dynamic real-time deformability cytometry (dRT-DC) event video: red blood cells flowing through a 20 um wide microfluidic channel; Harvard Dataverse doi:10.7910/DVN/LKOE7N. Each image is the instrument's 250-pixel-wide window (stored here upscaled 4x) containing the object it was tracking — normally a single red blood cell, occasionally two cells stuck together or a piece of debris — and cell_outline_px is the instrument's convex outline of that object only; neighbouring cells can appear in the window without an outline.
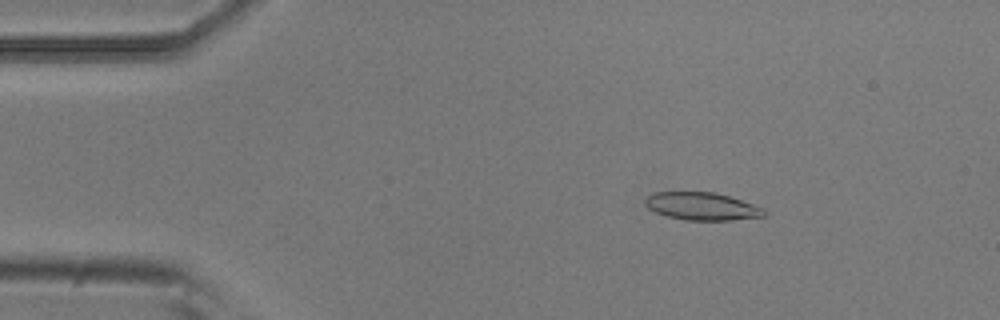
{"species": "common noctule bat (a hibernating species)", "species_latin": "Nyctalus noctula", "temperature_condition": "room temperature", "stored_images_in_passage": 5, "camera_frame_rate_fps": 3000, "um_per_image_px": 0.085, "animal": {"sex": "male", "body_mass_g": 20.5, "forearm_length_mm": 52.5}, "frame": {"image": 1, "passage_image": 3, "time_ms": 0.667, "image_size_px": [1000, 320], "cell_outline_px": [[768, 216], [732, 220], [684, 220], [668, 216], [656, 212], [648, 208], [644, 204], [644, 200], [652, 192], [716, 192], [764, 208], [768, 212]], "centroid_in_image_um": [59.69, 17.54], "position_along_channel_um": 25.3, "area_um2": 19.31}}
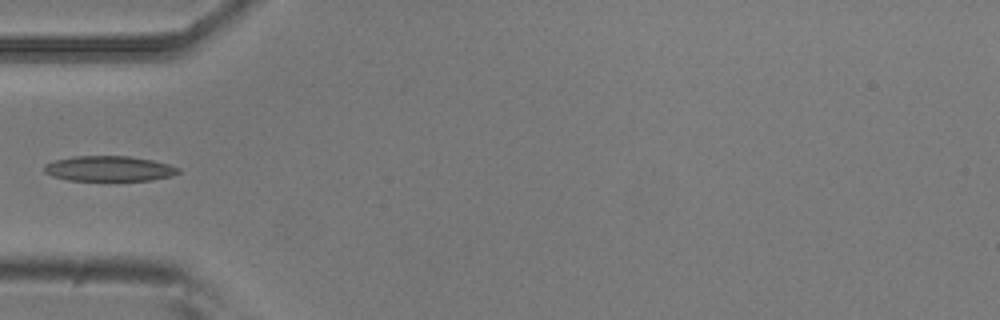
{"frame": {"image": 2, "passage_image": 5, "time_ms": 1.333, "image_size_px": [1000, 320], "cell_outline_px": [[180, 172], [172, 176], [152, 180], [68, 180], [52, 176], [44, 172], [44, 164], [56, 160], [72, 156], [128, 156], [152, 160], [168, 164], [180, 168]], "centroid_in_image_um": [9.27, 14.33], "position_along_channel_um": 75.7, "area_um2": 19.71}}